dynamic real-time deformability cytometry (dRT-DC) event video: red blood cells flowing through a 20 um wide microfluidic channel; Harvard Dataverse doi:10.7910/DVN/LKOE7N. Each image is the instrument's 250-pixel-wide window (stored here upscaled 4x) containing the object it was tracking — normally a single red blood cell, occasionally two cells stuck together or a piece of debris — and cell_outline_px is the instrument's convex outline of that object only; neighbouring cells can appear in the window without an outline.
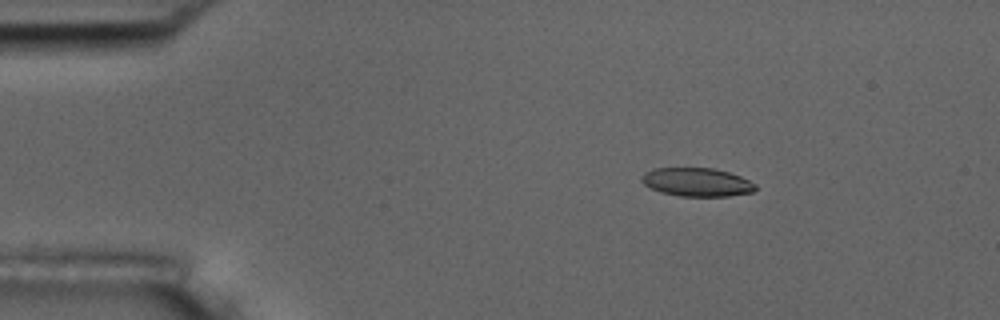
{"species": "common noctule bat (a hibernating species)", "species_latin": "Nyctalus noctula", "temperature_condition": "room temperature", "stored_images_in_passage": 5, "camera_frame_rate_fps": 3000, "um_per_image_px": 0.085, "animal": {"sex": "male", "body_mass_g": 17.5, "forearm_length_mm": 52.3}, "frame": {"image": 1, "passage_image": 3, "time_ms": 2.333, "image_size_px": [1000, 320], "cell_outline_px": [[756, 188], [752, 192], [728, 196], [680, 196], [660, 192], [644, 184], [640, 180], [640, 176], [644, 172], [656, 168], [712, 168], [728, 172], [740, 176], [756, 184]], "centroid_in_image_um": [59.21, 15.48], "position_along_channel_um": 25.8, "area_um2": 18.84}}